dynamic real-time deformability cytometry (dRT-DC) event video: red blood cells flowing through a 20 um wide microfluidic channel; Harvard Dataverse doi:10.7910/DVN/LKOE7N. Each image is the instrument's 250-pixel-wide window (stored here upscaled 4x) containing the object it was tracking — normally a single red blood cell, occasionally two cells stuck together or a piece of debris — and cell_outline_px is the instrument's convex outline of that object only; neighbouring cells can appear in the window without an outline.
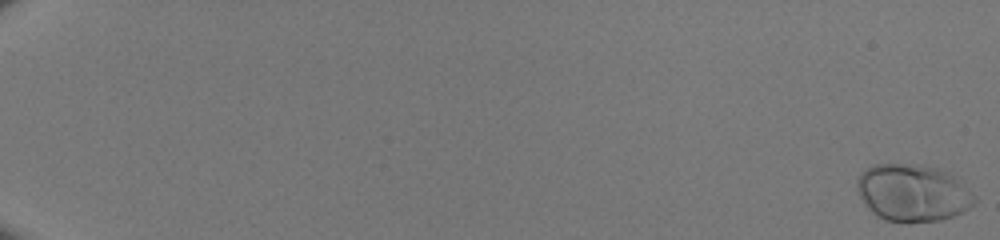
{"species": "human", "species_latin": "Homo sapiens", "temperature_condition": "room temperature", "stored_images_in_passage": 52, "camera_frame_rate_fps": 3000, "um_per_image_px": 0.085, "donor": {"sex": "male"}, "frame": {"image": 1, "passage_image": 1, "time_ms": 0.0, "image_size_px": [1000, 240], "cell_outline_px": [[976, 200], [968, 208], [952, 216], [940, 220], [884, 220], [876, 216], [868, 208], [860, 196], [856, 188], [856, 180], [860, 172], [876, 164], [916, 164], [936, 168], [948, 172], [956, 176], [976, 196]], "centroid_in_image_um": [77.57, 16.35], "position_along_channel_um": 7.4, "area_um2": 38.73}}
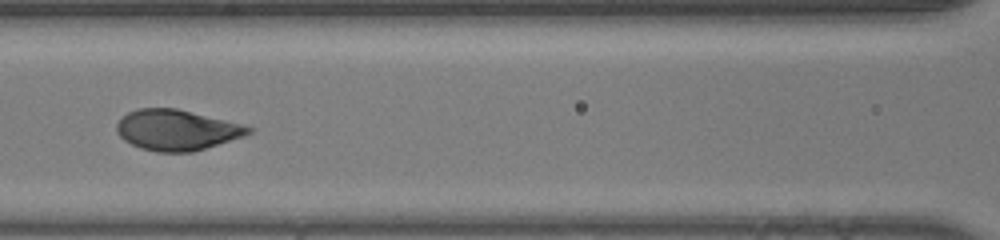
{"frame": {"image": 2, "passage_image": 28, "time_ms": 9.0, "image_size_px": [1000, 240], "cell_outline_px": [[256, 128], [252, 132], [244, 136], [192, 152], [156, 152], [140, 148], [124, 140], [116, 132], [116, 124], [128, 112], [136, 108], [176, 108]], "centroid_in_image_um": [15.0, 11.05], "position_along_channel_um": 151.6, "area_um2": 30.98}}
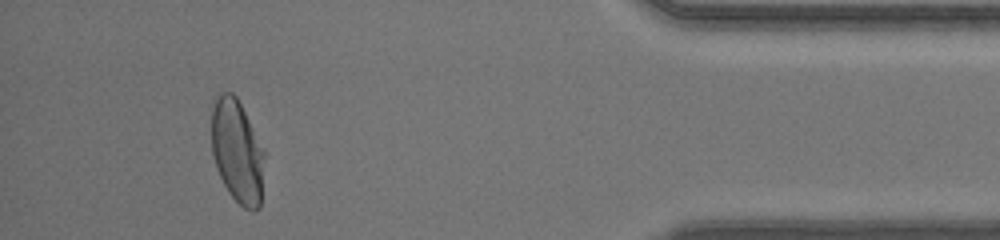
{"frame": {"image": 3, "passage_image": 49, "time_ms": 16.0, "image_size_px": [1000, 240], "cell_outline_px": [[264, 156], [260, 208], [252, 212], [244, 208], [228, 192], [216, 168], [212, 152], [212, 100], [216, 92], [232, 92], [236, 96], [264, 152]], "centroid_in_image_um": [20.13, 12.85], "position_along_channel_um": 415.1, "area_um2": 31.67}}